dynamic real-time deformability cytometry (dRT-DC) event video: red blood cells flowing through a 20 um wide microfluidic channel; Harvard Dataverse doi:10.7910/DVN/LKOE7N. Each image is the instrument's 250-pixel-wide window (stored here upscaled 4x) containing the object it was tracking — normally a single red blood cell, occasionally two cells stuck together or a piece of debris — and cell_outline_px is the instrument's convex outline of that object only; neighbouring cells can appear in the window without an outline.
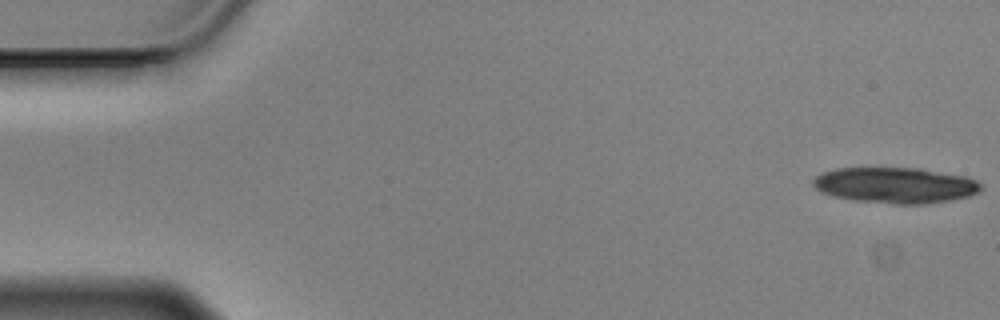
{"species": "Egyptian fruit bat (a non-hibernating species)", "species_latin": "Rousettus aegyptiacus", "temperature_condition": "cold", "stored_images_in_passage": 17, "camera_frame_rate_fps": 3000, "um_per_image_px": 0.085, "animal": {"sex": "male"}, "frame": {"image": 1, "passage_image": 1, "time_ms": 0.0, "image_size_px": [1000, 320], "cell_outline_px": [[984, 188], [980, 192], [968, 196], [952, 200], [924, 204], [896, 204], [852, 200], [820, 192], [812, 184], [812, 180], [816, 176], [824, 172], [836, 168], [920, 168], [968, 176], [976, 180]], "centroid_in_image_um": [76.15, 15.74], "position_along_channel_um": 8.9, "area_um2": 35.26}}